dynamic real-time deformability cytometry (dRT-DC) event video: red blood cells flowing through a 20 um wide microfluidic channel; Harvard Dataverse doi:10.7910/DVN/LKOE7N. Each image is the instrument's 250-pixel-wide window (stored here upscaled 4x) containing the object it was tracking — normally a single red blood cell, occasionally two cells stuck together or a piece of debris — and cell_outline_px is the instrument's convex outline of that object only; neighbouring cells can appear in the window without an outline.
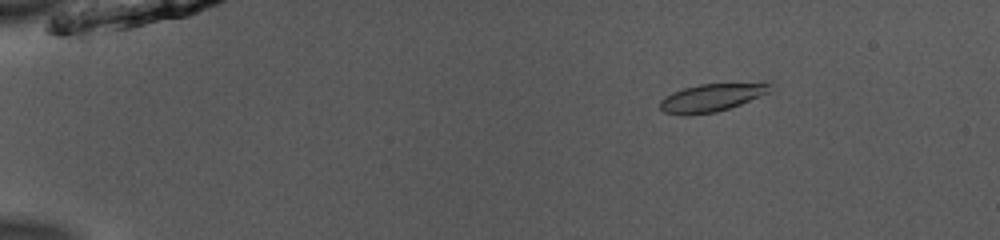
{"species": "common noctule bat (a hibernating species)", "species_latin": "Nyctalus noctula", "temperature_condition": "room temperature", "stored_images_in_passage": 53, "camera_frame_rate_fps": 3000, "um_per_image_px": 0.085, "animal": {"sex": "male", "body_mass_g": 13.0, "forearm_length_mm": 53.1}, "frame": {"image": 1, "passage_image": 9, "time_ms": 2.667, "image_size_px": [1000, 240], "cell_outline_px": [[768, 92], [740, 104], [716, 112], [684, 116], [664, 112], [660, 108], [660, 100], [664, 96], [672, 92], [684, 88], [700, 84], [768, 80]], "centroid_in_image_um": [60.48, 8.26], "position_along_channel_um": 24.5, "area_um2": 18.26}}
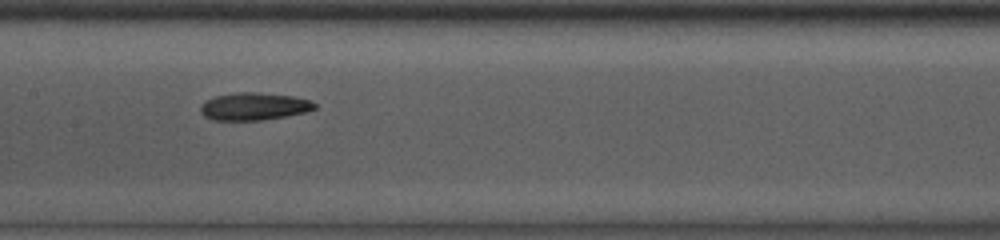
{"frame": {"image": 2, "passage_image": 28, "time_ms": 9.0, "image_size_px": [1000, 240], "cell_outline_px": [[316, 108], [304, 112], [264, 120], [212, 120], [204, 116], [200, 112], [200, 104], [204, 100], [216, 96], [240, 92], [252, 92], [292, 96], [312, 100], [316, 104]], "centroid_in_image_um": [21.55, 9.05], "position_along_channel_um": 185.8, "area_um2": 18.26}}
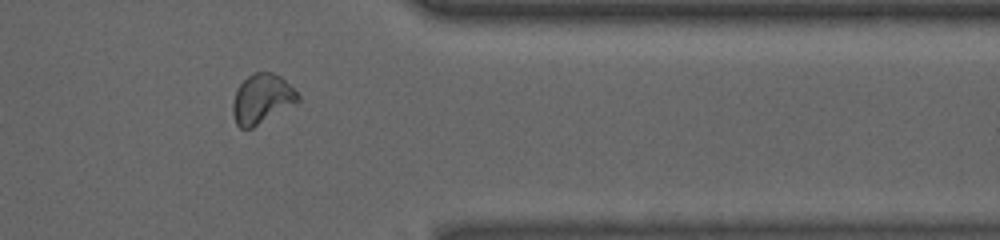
{"frame": {"image": 3, "passage_image": 44, "time_ms": 14.333, "image_size_px": [1000, 240], "cell_outline_px": [[300, 100], [252, 128], [240, 128], [236, 124], [232, 112], [232, 104], [236, 88], [252, 72], [272, 72], [280, 76], [300, 96]], "centroid_in_image_um": [22.22, 8.39], "position_along_channel_um": 389.2, "area_um2": 18.55}, "authors_computed_cell_mechanics": {"area_um2": 18.3226, "velocity_mm_per_s": 3.9461, "shape_relaxation_time_tau1_ms": 5.8295, "shape_relaxation_time_tau2_ms": 6.2536, "deformation_change_tau1": 0.1589, "deformation_change_tau2": 0.1239}}